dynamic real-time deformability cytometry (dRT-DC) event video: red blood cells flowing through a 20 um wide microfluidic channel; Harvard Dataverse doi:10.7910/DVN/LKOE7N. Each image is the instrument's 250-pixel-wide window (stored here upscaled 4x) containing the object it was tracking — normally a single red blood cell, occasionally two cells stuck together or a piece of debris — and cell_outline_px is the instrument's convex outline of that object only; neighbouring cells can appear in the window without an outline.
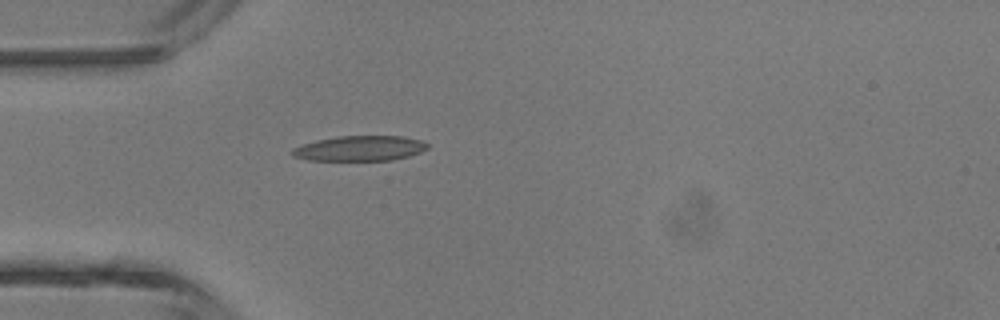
{"species": "common noctule bat (a hibernating species)", "species_latin": "Nyctalus noctula", "temperature_condition": "room temperature", "stored_images_in_passage": 3, "camera_frame_rate_fps": 3000, "um_per_image_px": 0.085, "animal": {"sex": "male", "body_mass_g": 13.3}, "frame": {"image": 1, "passage_image": 3, "time_ms": 3.0, "image_size_px": [1000, 320], "cell_outline_px": [[428, 148], [420, 152], [408, 156], [392, 160], [308, 160], [292, 156], [292, 148], [316, 140], [336, 136], [404, 136], [420, 140], [428, 144]], "centroid_in_image_um": [30.58, 12.6], "position_along_channel_um": 54.4, "area_um2": 19.77}}